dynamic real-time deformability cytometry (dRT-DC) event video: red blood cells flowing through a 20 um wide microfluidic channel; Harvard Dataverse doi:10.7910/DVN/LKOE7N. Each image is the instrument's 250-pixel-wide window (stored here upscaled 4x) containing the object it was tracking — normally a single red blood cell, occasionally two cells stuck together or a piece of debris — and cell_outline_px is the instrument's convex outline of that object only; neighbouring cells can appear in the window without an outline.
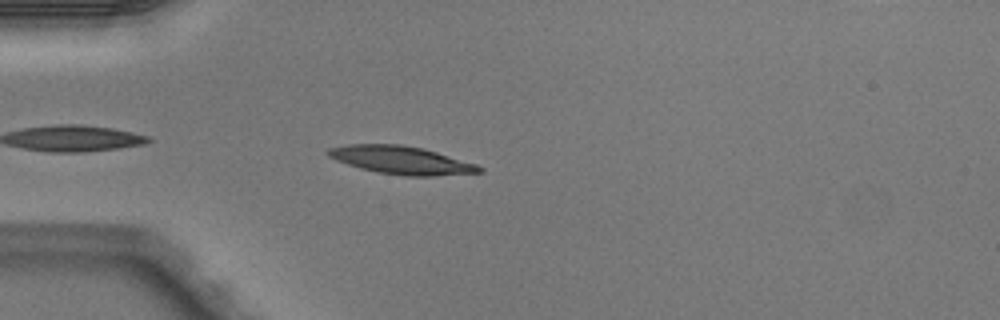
{"species": "Egyptian fruit bat (a non-hibernating species)", "species_latin": "Rousettus aegyptiacus", "temperature_condition": "warm", "stored_images_in_passage": 36, "camera_frame_rate_fps": 3000, "um_per_image_px": 0.085, "animal": {"sex": "male"}, "frame": {"image": 1, "passage_image": 3, "time_ms": 0.667, "image_size_px": [1000, 320], "cell_outline_px": [[484, 172], [432, 176], [404, 176], [376, 172], [360, 168], [336, 160], [328, 156], [324, 152], [328, 148], [348, 144], [400, 144], [424, 148], [476, 164], [484, 168]], "centroid_in_image_um": [34.1, 13.61], "position_along_channel_um": 50.9, "area_um2": 24.8}}
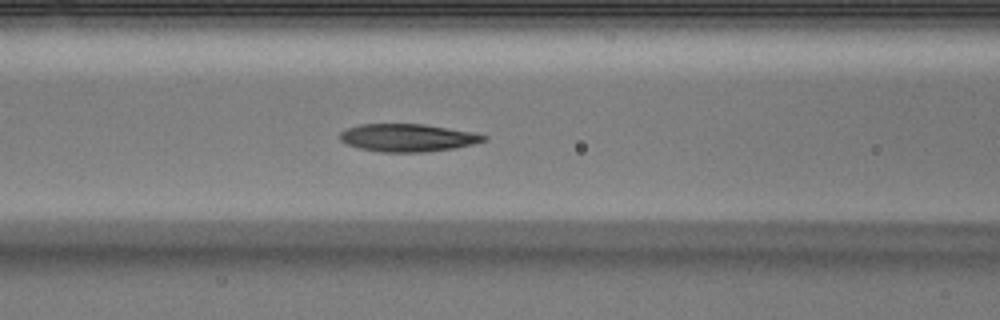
{"frame": {"image": 2, "passage_image": 10, "time_ms": 3.0, "image_size_px": [1000, 320], "cell_outline_px": [[488, 140], [456, 148], [428, 152], [380, 152], [360, 148], [348, 144], [340, 140], [340, 132], [348, 128], [360, 124], [424, 124], [476, 132], [488, 136]], "centroid_in_image_um": [34.71, 11.71], "position_along_channel_um": 131.9, "area_um2": 23.41}}
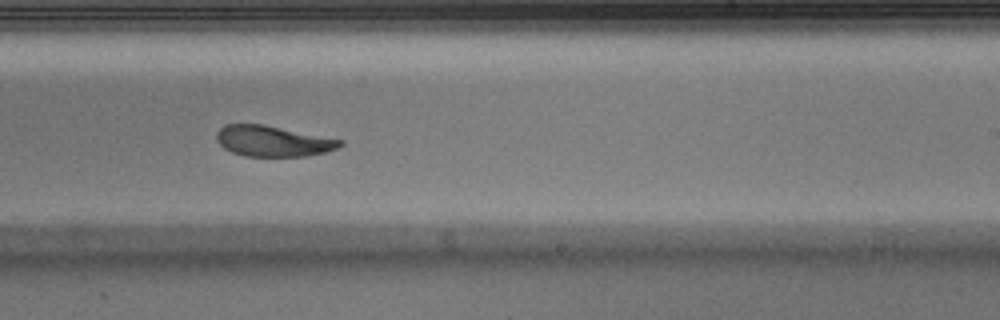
{"frame": {"image": 3, "passage_image": 20, "time_ms": 6.333, "image_size_px": [1000, 320], "cell_outline_px": [[344, 144], [340, 148], [308, 156], [244, 156], [232, 152], [224, 148], [216, 140], [216, 132], [224, 124], [264, 124], [344, 140]], "centroid_in_image_um": [23.21, 11.99], "position_along_channel_um": 265.8, "area_um2": 22.31}, "authors_computed_cell_mechanics": {"area_um2": 23.2067, "velocity_mm_per_s": 4.0313, "shape_relaxation_time_tau1_ms": 8.1548, "shape_relaxation_time_tau2_ms": 2.6025, "deformation_change_tau1": 0.2335, "deformation_change_tau2": 0.0856}}